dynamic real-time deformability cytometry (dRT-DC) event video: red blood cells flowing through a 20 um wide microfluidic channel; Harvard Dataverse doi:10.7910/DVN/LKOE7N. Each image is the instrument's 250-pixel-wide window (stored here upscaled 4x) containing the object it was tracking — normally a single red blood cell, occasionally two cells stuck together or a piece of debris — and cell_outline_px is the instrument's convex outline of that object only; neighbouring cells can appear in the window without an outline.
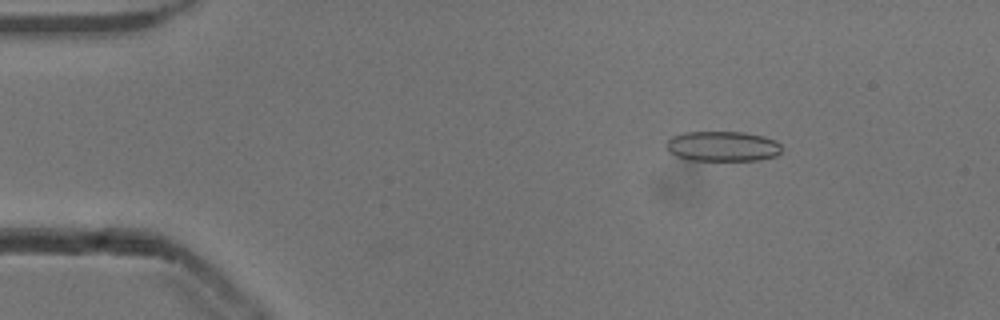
{"species": "common noctule bat (a hibernating species)", "species_latin": "Nyctalus noctula", "temperature_condition": "cold", "stored_images_in_passage": 53, "camera_frame_rate_fps": 3000, "um_per_image_px": 0.085, "animal": {"sex": "male", "body_mass_g": 13.3}, "frame": {"image": 1, "passage_image": 8, "time_ms": 2.333, "image_size_px": [1000, 320], "cell_outline_px": [[780, 152], [776, 156], [760, 160], [688, 160], [676, 156], [668, 152], [668, 140], [672, 136], [684, 132], [744, 132], [764, 136], [776, 140], [780, 144]], "centroid_in_image_um": [61.43, 12.43], "position_along_channel_um": 23.6, "area_um2": 20.29}}
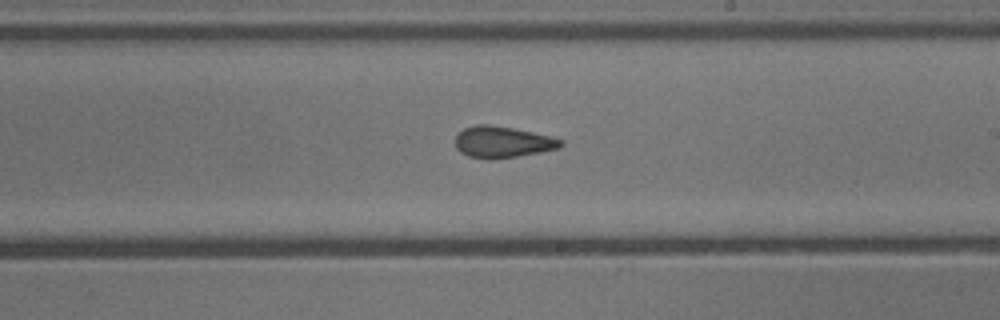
{"frame": {"image": 2, "passage_image": 31, "time_ms": 10.0, "image_size_px": [1000, 320], "cell_outline_px": [[564, 144], [560, 148], [540, 152], [492, 160], [488, 160], [468, 156], [460, 152], [456, 148], [456, 136], [464, 128], [476, 124], [488, 124], [512, 128], [532, 132], [564, 140]], "centroid_in_image_um": [42.7, 12.08], "position_along_channel_um": 246.3, "area_um2": 19.31}}
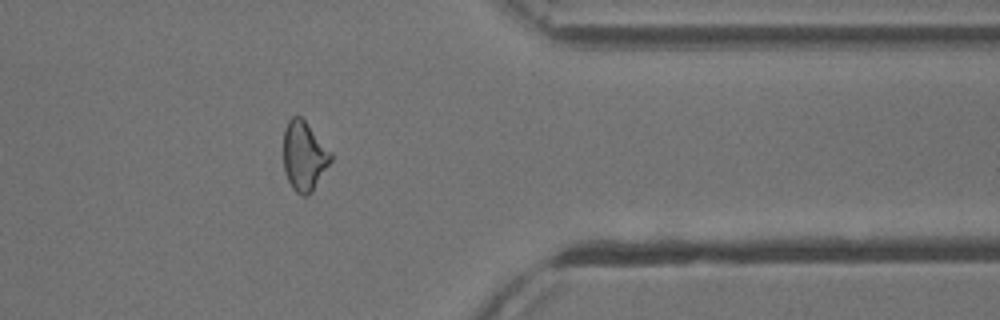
{"frame": {"image": 3, "passage_image": 43, "time_ms": 14.0, "image_size_px": [1000, 320], "cell_outline_px": [[332, 160], [312, 192], [308, 196], [300, 196], [292, 188], [288, 180], [284, 168], [284, 128], [288, 120], [292, 116], [300, 116], [304, 120], [332, 152]], "centroid_in_image_um": [25.85, 13.28], "position_along_channel_um": 385.5, "area_um2": 19.19}, "authors_computed_cell_mechanics": {"area_um2": 19.4786, "velocity_mm_per_s": 3.8641, "shape_relaxation_time_tau1_ms": null, "shape_relaxation_time_tau2_ms": 1.9159, "deformation_change_tau1": null, "deformation_change_tau2": 0.0832}}